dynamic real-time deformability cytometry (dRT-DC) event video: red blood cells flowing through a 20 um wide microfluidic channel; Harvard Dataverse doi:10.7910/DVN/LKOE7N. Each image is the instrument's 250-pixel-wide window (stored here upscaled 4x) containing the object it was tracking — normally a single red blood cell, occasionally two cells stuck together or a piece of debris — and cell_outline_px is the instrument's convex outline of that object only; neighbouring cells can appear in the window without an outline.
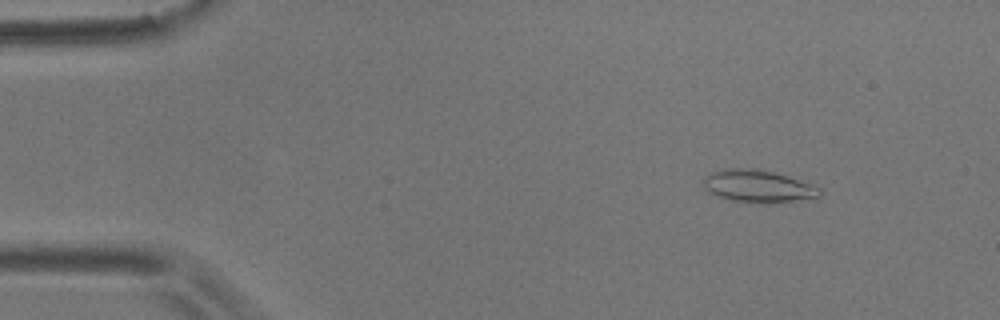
{"species": "common noctule bat (a hibernating species)", "species_latin": "Nyctalus noctula", "temperature_condition": "room temperature", "stored_images_in_passage": 6, "camera_frame_rate_fps": 3000, "um_per_image_px": 0.085, "animal": {"sex": "male", "body_mass_g": 17.9}, "frame": {"image": 1, "passage_image": 2, "time_ms": 0.333, "image_size_px": [1000, 320], "cell_outline_px": [[824, 192], [820, 196], [768, 204], [760, 204], [728, 200], [716, 196], [708, 192], [704, 188], [704, 176], [712, 172], [732, 168], [752, 168], [772, 172], [820, 188]], "centroid_in_image_um": [64.36, 15.85], "position_along_channel_um": 20.6, "area_um2": 21.73}}
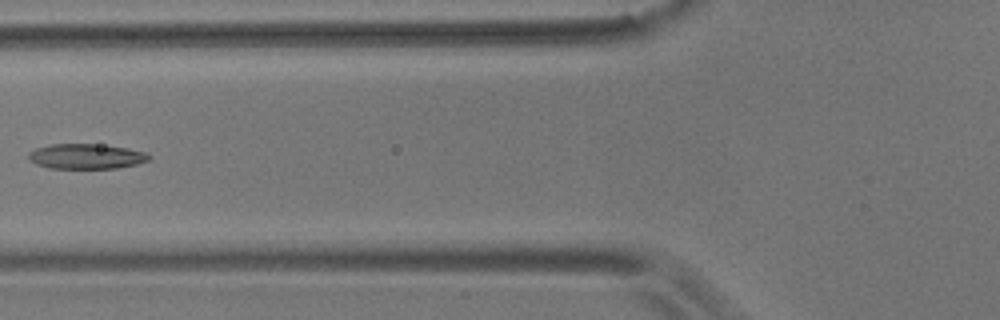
{"frame": {"image": 2, "passage_image": 6, "time_ms": 1.667, "image_size_px": [1000, 320], "cell_outline_px": [[152, 156], [148, 160], [136, 164], [116, 168], [48, 168], [36, 164], [28, 160], [28, 152], [36, 148], [52, 144], [96, 144], [124, 148], [144, 152]], "centroid_in_image_um": [7.27, 13.29], "position_along_channel_um": 118.5, "area_um2": 17.46}}